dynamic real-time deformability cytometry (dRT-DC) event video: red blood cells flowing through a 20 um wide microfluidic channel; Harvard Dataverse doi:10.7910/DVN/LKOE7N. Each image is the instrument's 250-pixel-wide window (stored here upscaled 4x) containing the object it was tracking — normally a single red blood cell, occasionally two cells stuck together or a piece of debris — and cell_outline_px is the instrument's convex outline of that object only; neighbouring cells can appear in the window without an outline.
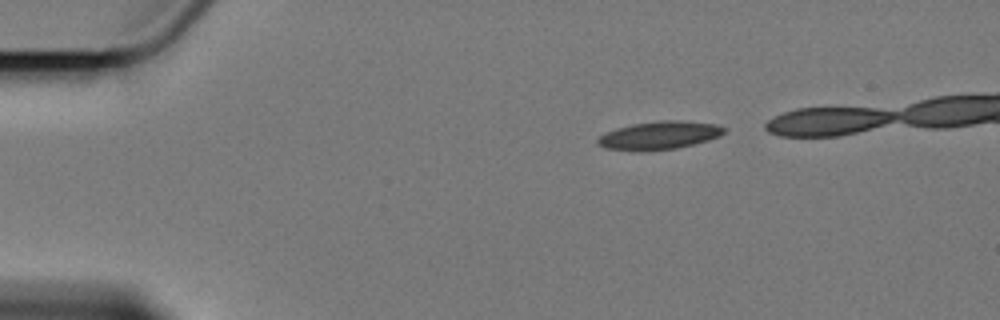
{"species": "Egyptian fruit bat (a non-hibernating species)", "species_latin": "Rousettus aegyptiacus", "temperature_condition": "cold", "stored_images_in_passage": 4, "camera_frame_rate_fps": 3000, "um_per_image_px": 0.085, "animal": {"sex": "female"}, "frame": {"image": 1, "passage_image": 1, "time_ms": 0.0, "image_size_px": [1000, 320], "cell_outline_px": [[728, 128], [720, 136], [708, 140], [676, 148], [608, 148], [600, 144], [596, 140], [600, 136], [616, 128], [632, 124], [660, 120], [680, 120], [716, 124]], "centroid_in_image_um": [56.16, 11.44], "position_along_channel_um": 28.8, "area_um2": 19.65}}